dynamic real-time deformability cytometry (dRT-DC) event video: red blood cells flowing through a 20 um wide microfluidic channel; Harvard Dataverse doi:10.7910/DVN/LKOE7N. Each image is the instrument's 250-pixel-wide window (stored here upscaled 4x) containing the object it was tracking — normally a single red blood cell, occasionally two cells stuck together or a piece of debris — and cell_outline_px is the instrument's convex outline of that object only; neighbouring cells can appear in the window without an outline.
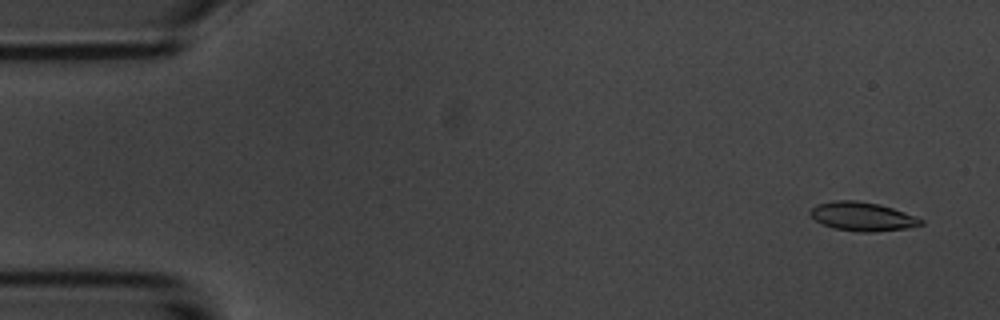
{"species": "common noctule bat (a hibernating species)", "species_latin": "Nyctalus noctula", "temperature_condition": "room temperature", "stored_images_in_passage": 54, "camera_frame_rate_fps": 3000, "um_per_image_px": 0.085, "animal": {"sex": "male", "body_mass_g": 20.1, "forearm_length_mm": 53.5}, "frame": {"image": 1, "passage_image": 3, "time_ms": 0.667, "image_size_px": [1000, 320], "cell_outline_px": [[924, 224], [908, 228], [872, 232], [856, 232], [836, 228], [824, 224], [816, 220], [808, 212], [816, 204], [836, 200], [856, 200], [880, 204], [916, 216], [924, 220]], "centroid_in_image_um": [73.33, 18.4], "position_along_channel_um": 11.7, "area_um2": 18.55}}
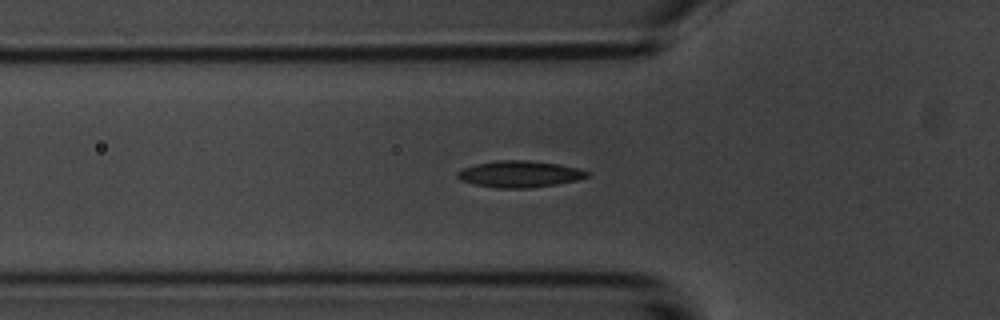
{"frame": {"image": 2, "passage_image": 18, "time_ms": 5.667, "image_size_px": [1000, 320], "cell_outline_px": [[592, 176], [576, 180], [556, 184], [528, 188], [496, 188], [472, 184], [460, 180], [456, 176], [456, 172], [464, 168], [476, 164], [496, 160], [528, 160], [560, 164], [592, 172]], "centroid_in_image_um": [44.17, 14.79], "position_along_channel_um": 81.6, "area_um2": 20.23}}
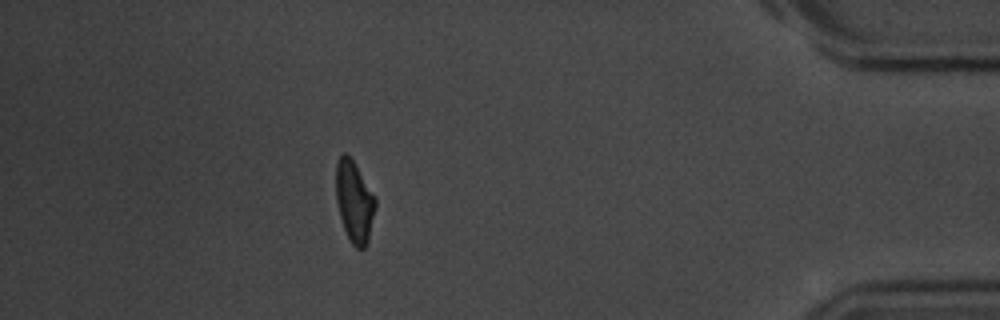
{"frame": {"image": 3, "passage_image": 48, "time_ms": 15.667, "image_size_px": [1000, 320], "cell_outline_px": [[376, 204], [368, 240], [364, 248], [356, 248], [352, 244], [344, 228], [340, 216], [336, 200], [336, 164], [340, 156], [344, 152], [352, 160], [376, 196]], "centroid_in_image_um": [30.12, 17.13], "position_along_channel_um": 405.1, "area_um2": 18.44}, "authors_computed_cell_mechanics": {"area_um2": 19.0162, "velocity_mm_per_s": 3.7094, "shape_relaxation_time_tau1_ms": 3.0238, "shape_relaxation_time_tau2_ms": 2.7892, "deformation_change_tau1": 0.1171, "deformation_change_tau2": 0.0834}}